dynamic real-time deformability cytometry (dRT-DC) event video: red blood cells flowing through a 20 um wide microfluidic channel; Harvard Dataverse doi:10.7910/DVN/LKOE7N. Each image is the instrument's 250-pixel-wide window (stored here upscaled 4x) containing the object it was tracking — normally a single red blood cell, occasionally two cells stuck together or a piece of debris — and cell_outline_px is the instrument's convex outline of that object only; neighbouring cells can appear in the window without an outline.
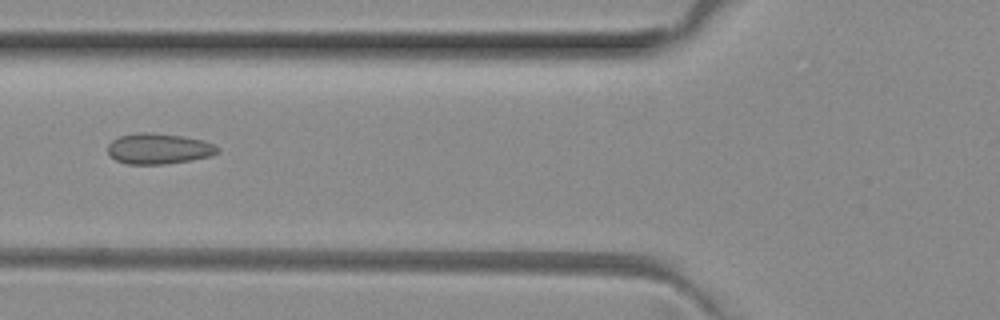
{"species": "common noctule bat (a hibernating species)", "species_latin": "Nyctalus noctula", "temperature_condition": "room temperature", "stored_images_in_passage": 5, "camera_frame_rate_fps": 3000, "um_per_image_px": 0.085, "animal": {"sex": "female", "body_mass_g": 29.2, "forearm_length_mm": 56.3}, "frame": {"image": 1, "passage_image": 5, "time_ms": 1.333, "image_size_px": [1000, 320], "cell_outline_px": [[220, 152], [212, 156], [192, 160], [164, 164], [128, 164], [116, 160], [108, 152], [108, 144], [112, 140], [120, 136], [140, 132], [148, 132], [180, 136], [200, 140], [212, 144], [220, 148]], "centroid_in_image_um": [13.5, 12.65], "position_along_channel_um": 112.3, "area_um2": 19.48}}